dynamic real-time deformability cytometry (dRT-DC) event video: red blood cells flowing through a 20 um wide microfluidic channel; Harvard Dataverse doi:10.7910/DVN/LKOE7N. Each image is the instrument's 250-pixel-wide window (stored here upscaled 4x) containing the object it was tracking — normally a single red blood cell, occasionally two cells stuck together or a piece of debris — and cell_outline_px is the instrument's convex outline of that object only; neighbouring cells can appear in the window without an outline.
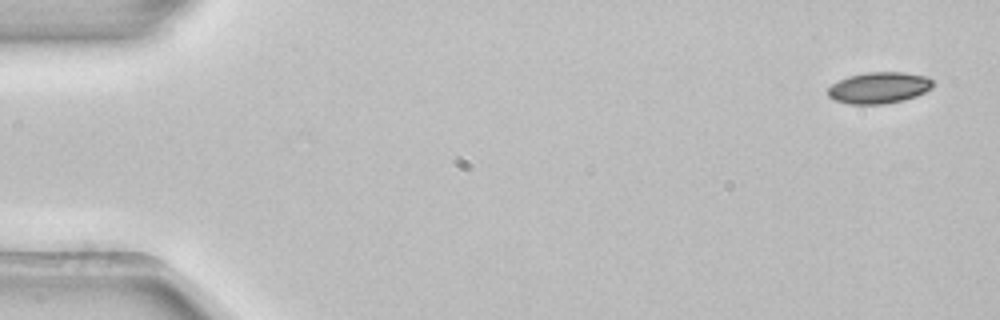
{"species": "common noctule bat (a hibernating species)", "species_latin": "Nyctalus noctula", "temperature_condition": "room temperature", "stored_images_in_passage": 4, "camera_frame_rate_fps": 3000, "um_per_image_px": 0.085, "animal": {"sex": "female", "body_mass_g": 22.7, "forearm_length_mm": 54.2}, "frame": {"image": 1, "passage_image": 1, "time_ms": 0.0, "image_size_px": [1000, 320], "cell_outline_px": [[932, 88], [916, 96], [904, 100], [884, 104], [848, 104], [832, 100], [828, 96], [828, 88], [832, 84], [848, 76], [868, 72], [904, 72], [928, 76], [932, 80]], "centroid_in_image_um": [74.71, 7.46], "position_along_channel_um": 10.3, "area_um2": 19.31}}
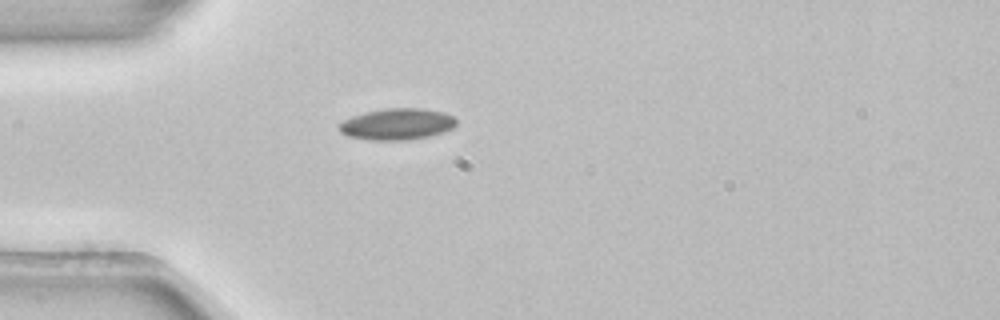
{"frame": {"image": 2, "passage_image": 4, "time_ms": 1.0, "image_size_px": [1000, 320], "cell_outline_px": [[456, 124], [452, 128], [444, 132], [428, 136], [408, 140], [368, 140], [348, 136], [340, 132], [336, 128], [344, 120], [352, 116], [364, 112], [388, 108], [420, 108], [444, 112], [452, 116], [456, 120]], "centroid_in_image_um": [33.73, 10.55], "position_along_channel_um": 51.3, "area_um2": 21.5}}